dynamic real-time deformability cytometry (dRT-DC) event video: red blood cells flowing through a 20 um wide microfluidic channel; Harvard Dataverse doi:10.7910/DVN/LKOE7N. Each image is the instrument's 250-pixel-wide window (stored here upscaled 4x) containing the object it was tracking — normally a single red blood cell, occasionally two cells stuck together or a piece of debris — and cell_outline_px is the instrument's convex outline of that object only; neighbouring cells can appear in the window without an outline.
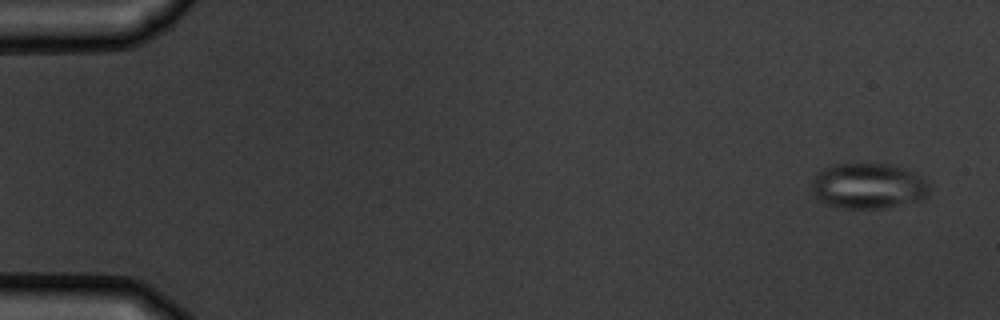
{"species": "common noctule bat (a hibernating species)", "species_latin": "Nyctalus noctula", "temperature_condition": "warm", "stored_images_in_passage": 5, "camera_frame_rate_fps": 3000, "um_per_image_px": 0.085, "animal": {"sex": "male", "body_mass_g": 19.5, "forearm_length_mm": 54.6}, "frame": {"image": 1, "passage_image": 1, "time_ms": 0.0, "image_size_px": [1000, 320], "cell_outline_px": [[928, 196], [920, 200], [888, 208], [840, 208], [828, 204], [820, 200], [812, 192], [812, 180], [816, 172], [832, 164], [888, 164], [916, 172], [928, 184]], "centroid_in_image_um": [73.79, 15.81], "position_along_channel_um": 11.2, "area_um2": 31.33}}